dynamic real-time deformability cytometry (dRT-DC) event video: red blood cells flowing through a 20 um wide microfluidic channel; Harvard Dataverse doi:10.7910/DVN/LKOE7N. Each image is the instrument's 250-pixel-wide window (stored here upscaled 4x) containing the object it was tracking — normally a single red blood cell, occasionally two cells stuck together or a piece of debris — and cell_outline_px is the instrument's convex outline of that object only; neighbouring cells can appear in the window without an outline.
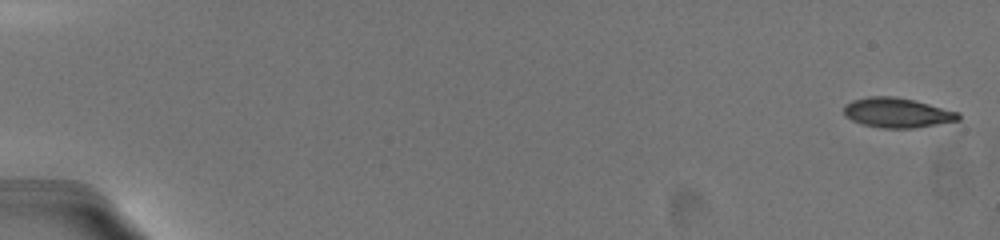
{"species": "common noctule bat (a hibernating species)", "species_latin": "Nyctalus noctula", "temperature_condition": "warm", "stored_images_in_passage": 22, "camera_frame_rate_fps": 3000, "um_per_image_px": 0.085, "animal": {"sex": "female", "body_mass_g": 19.5, "forearm_length_mm": 54.1}, "frame": {"image": 1, "passage_image": 1, "time_ms": 0.0, "image_size_px": [1000, 240], "cell_outline_px": [[960, 120], [912, 128], [880, 128], [864, 124], [852, 120], [844, 116], [844, 104], [852, 100], [868, 96], [892, 96], [912, 100], [960, 112]], "centroid_in_image_um": [76.23, 9.58], "position_along_channel_um": 8.8, "area_um2": 19.77}}
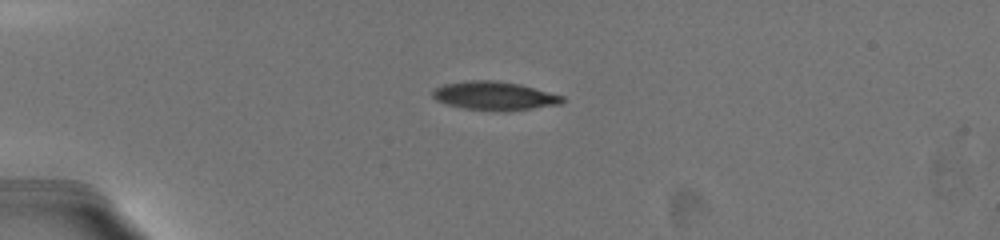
{"frame": {"image": 2, "passage_image": 18, "time_ms": 5.0, "image_size_px": [1000, 240], "cell_outline_px": [[564, 100], [560, 104], [504, 112], [500, 112], [464, 108], [448, 104], [436, 100], [432, 96], [432, 92], [436, 88], [444, 84], [464, 80], [496, 80], [520, 84], [564, 96]], "centroid_in_image_um": [42.02, 8.14], "position_along_channel_um": 43.0, "area_um2": 21.68}}